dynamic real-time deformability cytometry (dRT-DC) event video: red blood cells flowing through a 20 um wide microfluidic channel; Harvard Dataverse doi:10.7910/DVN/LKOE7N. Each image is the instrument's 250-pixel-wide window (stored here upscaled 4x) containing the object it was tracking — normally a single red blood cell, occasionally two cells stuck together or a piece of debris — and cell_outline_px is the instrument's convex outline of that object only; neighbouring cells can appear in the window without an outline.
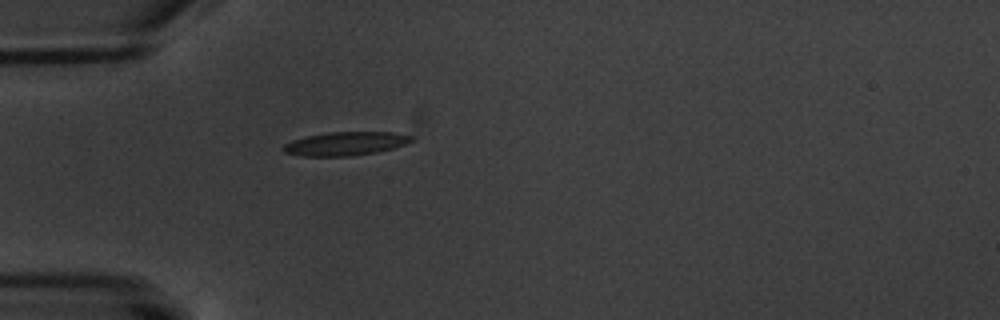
{"species": "common noctule bat (a hibernating species)", "species_latin": "Nyctalus noctula", "temperature_condition": "warm", "stored_images_in_passage": 1, "camera_frame_rate_fps": 3000, "um_per_image_px": 0.085, "animal": {"sex": "male", "body_mass_g": 20.1, "forearm_length_mm": 53.5}, "frame": {"image": 1, "passage_image": 1, "time_ms": 0.0, "image_size_px": [1000, 320], "cell_outline_px": [[416, 140], [392, 148], [376, 152], [352, 156], [300, 156], [284, 152], [284, 144], [292, 140], [308, 136], [328, 132], [392, 132], [416, 136]], "centroid_in_image_um": [29.41, 12.2], "position_along_channel_um": 55.6, "area_um2": 17.63}}